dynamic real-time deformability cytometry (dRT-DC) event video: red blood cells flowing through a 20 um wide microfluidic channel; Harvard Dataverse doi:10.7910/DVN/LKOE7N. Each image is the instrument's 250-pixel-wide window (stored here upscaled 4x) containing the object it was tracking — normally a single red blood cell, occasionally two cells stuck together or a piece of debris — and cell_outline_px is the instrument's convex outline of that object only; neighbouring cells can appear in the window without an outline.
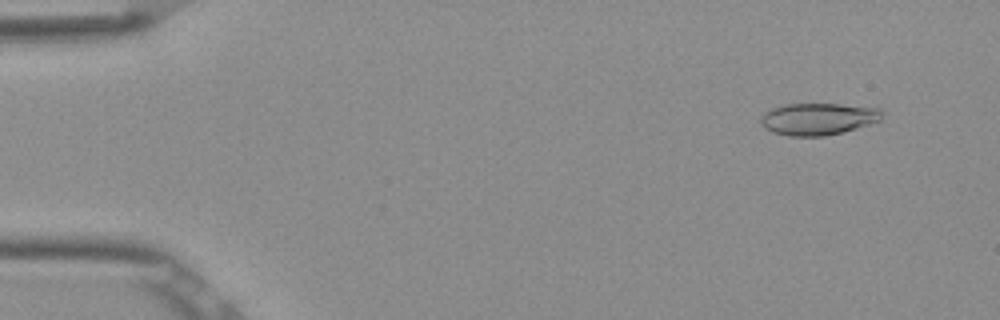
{"species": "Egyptian fruit bat (a non-hibernating species)", "species_latin": "Rousettus aegyptiacus", "temperature_condition": "room temperature", "stored_images_in_passage": 53, "camera_frame_rate_fps": 3000, "um_per_image_px": 0.085, "frame": {"image": 1, "passage_image": 5, "time_ms": 1.333, "image_size_px": [1000, 320], "cell_outline_px": [[884, 112], [880, 120], [844, 132], [824, 136], [788, 136], [772, 132], [764, 128], [760, 124], [760, 116], [764, 112], [772, 108], [784, 104], [840, 104], [880, 108]], "centroid_in_image_um": [69.5, 10.11], "position_along_channel_um": 15.5, "area_um2": 22.77}}
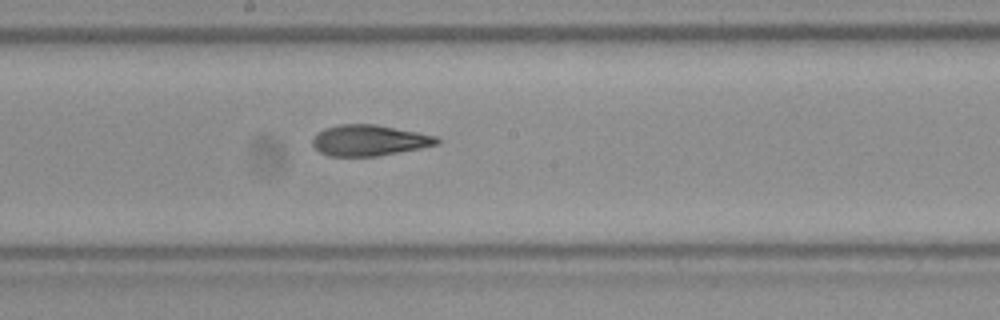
{"frame": {"image": 2, "passage_image": 29, "time_ms": 9.333, "image_size_px": [1000, 320], "cell_outline_px": [[440, 144], [420, 148], [376, 156], [328, 156], [320, 152], [312, 144], [312, 140], [324, 128], [340, 124], [376, 124], [436, 136], [440, 140]], "centroid_in_image_um": [31.39, 11.93], "position_along_channel_um": 216.8, "area_um2": 22.2}}
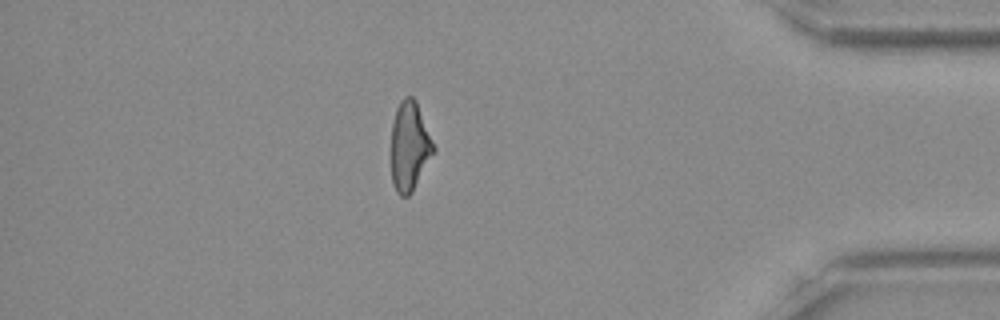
{"frame": {"image": 3, "passage_image": 46, "time_ms": 15.0, "image_size_px": [1000, 320], "cell_outline_px": [[436, 148], [412, 192], [408, 196], [400, 196], [396, 192], [392, 184], [392, 124], [396, 108], [400, 100], [404, 96], [412, 96], [416, 100]], "centroid_in_image_um": [34.81, 12.42], "position_along_channel_um": 400.4, "area_um2": 21.96}, "authors_computed_cell_mechanics": {"area_um2": 22.7154, "velocity_mm_per_s": 3.8975, "shape_relaxation_time_tau1_ms": 9.5163, "shape_relaxation_time_tau2_ms": 2.3562, "deformation_change_tau1": 0.2521, "deformation_change_tau2": 0.1056}}